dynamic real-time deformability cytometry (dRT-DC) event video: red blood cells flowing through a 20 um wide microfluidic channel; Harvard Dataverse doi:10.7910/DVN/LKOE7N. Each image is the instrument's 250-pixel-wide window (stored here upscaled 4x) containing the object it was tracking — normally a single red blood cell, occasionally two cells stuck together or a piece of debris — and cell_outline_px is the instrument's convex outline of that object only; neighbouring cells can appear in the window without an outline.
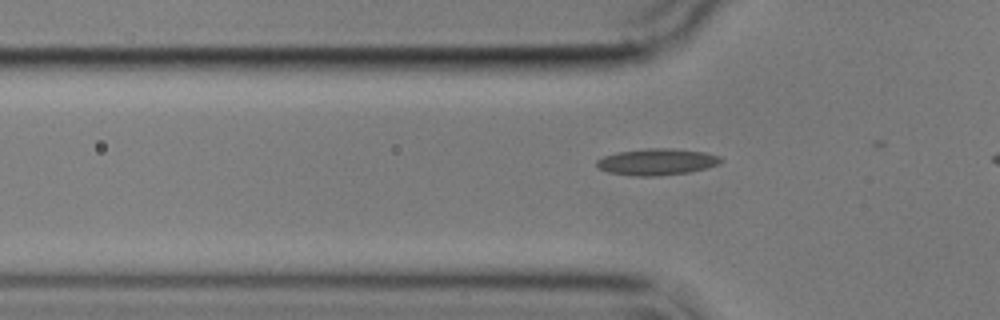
{"species": "common noctule bat (a hibernating species)", "species_latin": "Nyctalus noctula", "temperature_condition": "cold", "stored_images_in_passage": 18, "camera_frame_rate_fps": 3000, "um_per_image_px": 0.085, "animal": {"sex": "male", "body_mass_g": 17.9}, "frame": {"image": 1, "passage_image": 12, "time_ms": 3.667, "image_size_px": [1000, 320], "cell_outline_px": [[724, 160], [720, 164], [708, 168], [688, 172], [656, 176], [636, 176], [608, 172], [596, 168], [596, 160], [604, 156], [616, 152], [648, 148], [672, 148], [704, 152], [720, 156]], "centroid_in_image_um": [55.84, 13.75], "position_along_channel_um": 70.0, "area_um2": 19.36}}
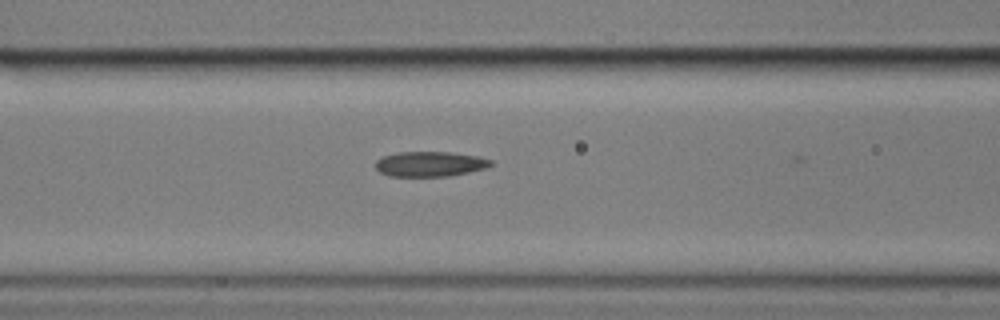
{"frame": {"image": 2, "passage_image": 17, "time_ms": 5.333, "image_size_px": [1000, 320], "cell_outline_px": [[492, 164], [484, 168], [468, 172], [448, 176], [388, 176], [380, 172], [376, 168], [376, 160], [384, 156], [396, 152], [452, 152], [480, 156], [492, 160]], "centroid_in_image_um": [36.54, 13.93], "position_along_channel_um": 130.1, "area_um2": 16.82}}